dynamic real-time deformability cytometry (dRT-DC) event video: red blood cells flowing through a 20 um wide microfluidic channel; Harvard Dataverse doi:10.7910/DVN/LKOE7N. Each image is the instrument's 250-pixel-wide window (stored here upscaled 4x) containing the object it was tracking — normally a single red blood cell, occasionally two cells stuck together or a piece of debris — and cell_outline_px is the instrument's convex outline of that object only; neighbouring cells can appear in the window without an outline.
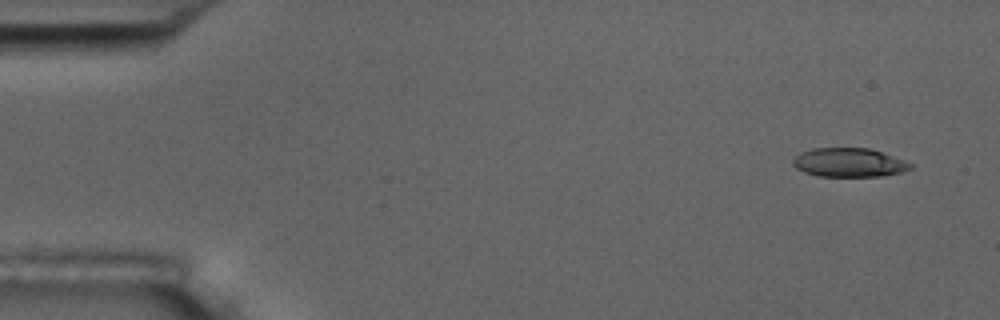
{"species": "common noctule bat (a hibernating species)", "species_latin": "Nyctalus noctula", "temperature_condition": "room temperature", "stored_images_in_passage": 4, "camera_frame_rate_fps": 3000, "um_per_image_px": 0.085, "animal": {"sex": "male", "body_mass_g": 17.5, "forearm_length_mm": 52.3}, "frame": {"image": 1, "passage_image": 1, "time_ms": 0.0, "image_size_px": [1000, 320], "cell_outline_px": [[912, 168], [900, 172], [880, 176], [820, 176], [804, 172], [796, 168], [792, 164], [792, 160], [800, 152], [812, 148], [868, 148], [904, 160], [912, 164]], "centroid_in_image_um": [72.12, 13.81], "position_along_channel_um": 12.9, "area_um2": 19.59}}
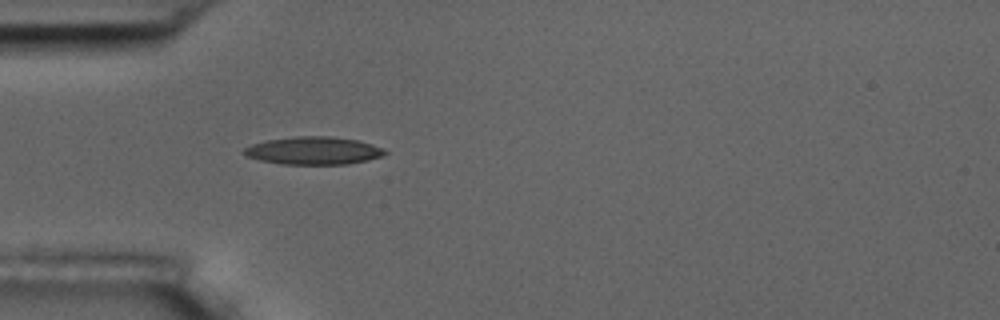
{"frame": {"image": 2, "passage_image": 4, "time_ms": 4.333, "image_size_px": [1000, 320], "cell_outline_px": [[388, 152], [384, 156], [368, 160], [348, 164], [284, 164], [260, 160], [248, 156], [244, 152], [244, 148], [252, 144], [268, 140], [296, 136], [328, 136], [356, 140], [372, 144], [384, 148]], "centroid_in_image_um": [26.71, 12.8], "position_along_channel_um": 58.3, "area_um2": 22.66}}